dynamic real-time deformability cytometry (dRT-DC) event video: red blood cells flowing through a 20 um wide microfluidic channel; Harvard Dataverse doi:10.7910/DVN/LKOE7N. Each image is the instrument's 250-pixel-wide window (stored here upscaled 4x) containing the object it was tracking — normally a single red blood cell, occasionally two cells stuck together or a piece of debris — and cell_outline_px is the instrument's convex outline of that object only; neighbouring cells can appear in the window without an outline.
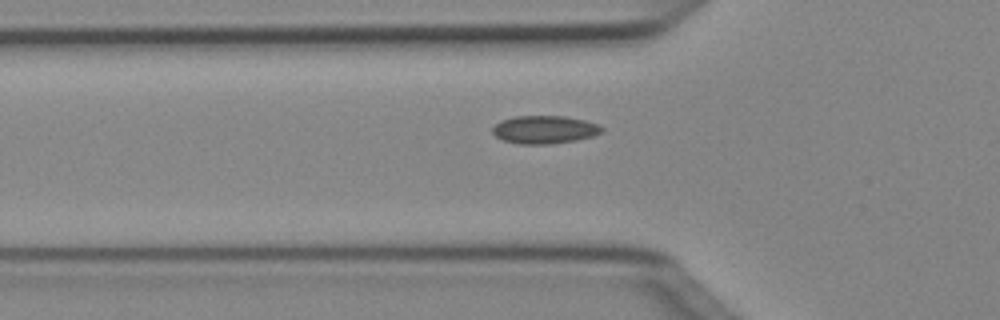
{"species": "Egyptian fruit bat (a non-hibernating species)", "species_latin": "Rousettus aegyptiacus", "temperature_condition": "cold", "stored_images_in_passage": 31, "camera_frame_rate_fps": 3000, "um_per_image_px": 0.085, "animal": {"sex": "female"}, "frame": {"image": 1, "passage_image": 3, "time_ms": 0.667, "image_size_px": [1000, 320], "cell_outline_px": [[604, 132], [592, 136], [576, 140], [548, 144], [516, 144], [504, 140], [496, 136], [492, 132], [492, 128], [500, 120], [516, 116], [564, 116], [584, 120], [600, 124], [604, 128]], "centroid_in_image_um": [46.3, 11.01], "position_along_channel_um": 79.5, "area_um2": 17.92}}
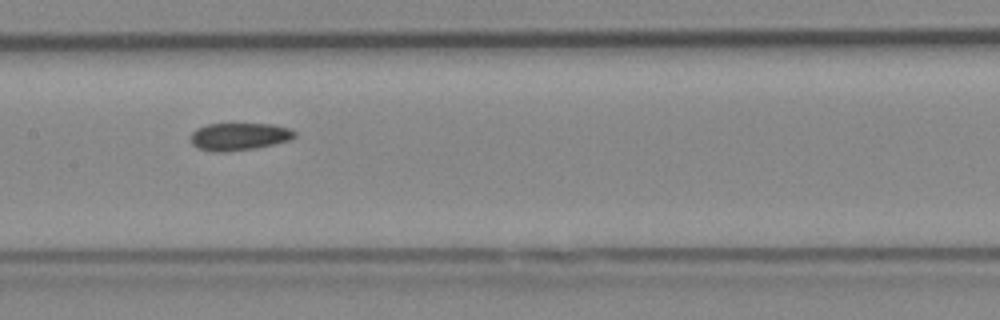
{"frame": {"image": 2, "passage_image": 11, "time_ms": 3.333, "image_size_px": [1000, 320], "cell_outline_px": [[296, 136], [292, 140], [256, 148], [228, 152], [216, 152], [200, 148], [192, 144], [188, 140], [192, 132], [196, 128], [208, 124], [272, 124], [288, 128], [296, 132]], "centroid_in_image_um": [20.32, 11.61], "position_along_channel_um": 187.1, "area_um2": 16.82}}
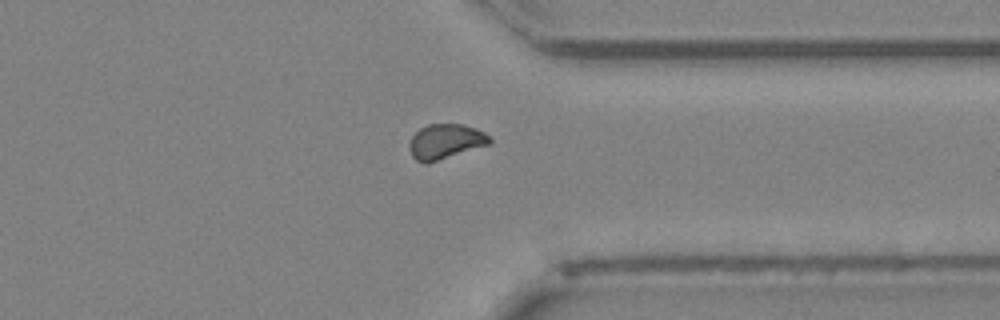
{"frame": {"image": 3, "passage_image": 25, "time_ms": 8.0, "image_size_px": [1000, 320], "cell_outline_px": [[492, 144], [428, 164], [424, 164], [416, 160], [412, 156], [408, 148], [408, 144], [412, 136], [420, 128], [428, 124], [460, 124], [476, 128], [484, 132], [492, 140]], "centroid_in_image_um": [37.86, 12.05], "position_along_channel_um": 373.5, "area_um2": 16.7}}